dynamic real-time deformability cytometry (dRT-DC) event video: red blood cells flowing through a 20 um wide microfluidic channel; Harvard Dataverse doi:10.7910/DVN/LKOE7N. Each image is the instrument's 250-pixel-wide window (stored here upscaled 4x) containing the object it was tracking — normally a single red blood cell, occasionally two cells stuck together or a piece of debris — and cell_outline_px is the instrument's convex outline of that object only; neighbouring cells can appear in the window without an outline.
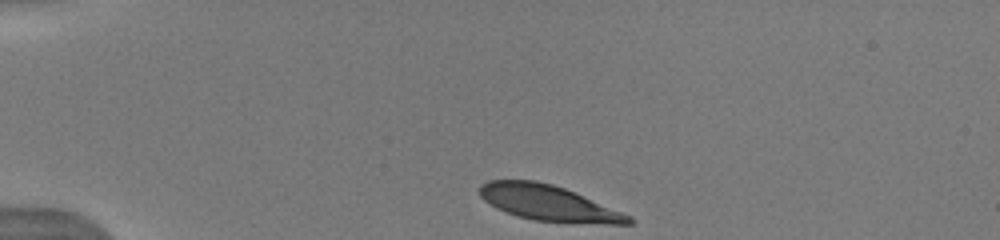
{"species": "human", "species_latin": "Homo sapiens", "temperature_condition": "warm", "stored_images_in_passage": 33, "camera_frame_rate_fps": 3000, "um_per_image_px": 0.085, "donor": {"sex": "male"}, "frame": {"image": 1, "passage_image": 1, "time_ms": 0.0, "image_size_px": [1000, 240], "cell_outline_px": [[636, 220], [632, 224], [608, 224], [536, 220], [520, 216], [496, 208], [484, 200], [480, 196], [480, 184], [488, 180], [536, 180], [552, 184], [564, 188], [632, 216]], "centroid_in_image_um": [46.63, 17.25], "position_along_channel_um": 38.4, "area_um2": 30.46}}
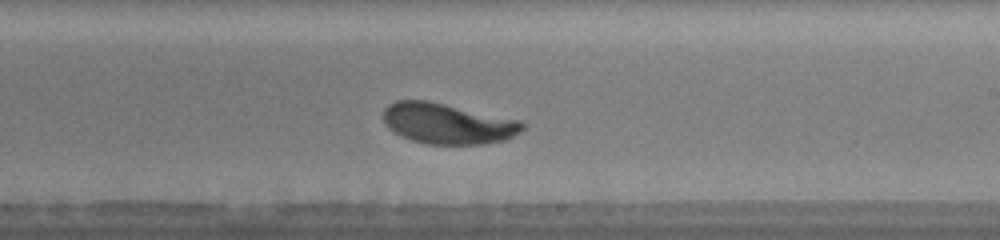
{"frame": {"image": 2, "passage_image": 18, "time_ms": 6.667, "image_size_px": [1000, 240], "cell_outline_px": [[524, 128], [520, 132], [504, 140], [484, 144], [428, 144], [412, 140], [400, 136], [388, 128], [384, 120], [384, 108], [388, 104], [396, 100], [428, 100], [520, 120], [524, 124]], "centroid_in_image_um": [38.03, 10.49], "position_along_channel_um": 251.0, "area_um2": 32.95}, "authors_computed_cell_mechanics": {"area_um2": 32.8882, "velocity_mm_per_s": 4.036, "shape_relaxation_time_tau1_ms": 1.6539, "shape_relaxation_time_tau2_ms": null, "deformation_change_tau1": 0.1387, "deformation_change_tau2": null}}